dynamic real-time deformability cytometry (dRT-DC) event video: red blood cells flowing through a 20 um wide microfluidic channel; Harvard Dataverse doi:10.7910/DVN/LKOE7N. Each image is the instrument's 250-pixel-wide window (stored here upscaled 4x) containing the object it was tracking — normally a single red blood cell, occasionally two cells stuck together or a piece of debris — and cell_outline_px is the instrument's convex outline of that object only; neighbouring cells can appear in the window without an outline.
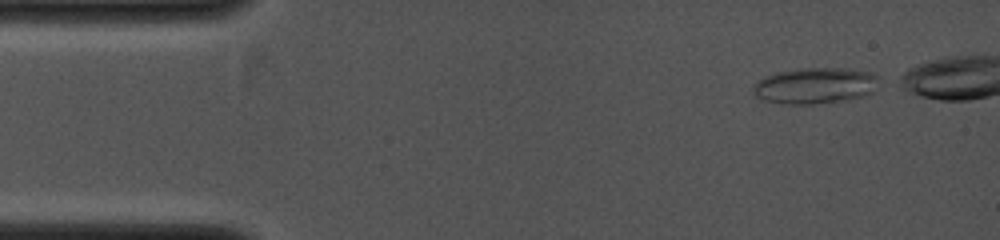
{"species": "common noctule bat (a hibernating species)", "species_latin": "Nyctalus noctula", "temperature_condition": "cold", "stored_images_in_passage": 36, "camera_frame_rate_fps": 4000, "um_per_image_px": 0.085, "animal": {"sex": "female", "body_mass_g": 19.0, "forearm_length_mm": 53.3}, "frame": {"image": 1, "passage_image": 1, "time_ms": 0.0, "image_size_px": [1000, 240], "cell_outline_px": [[876, 76], [872, 92], [864, 96], [844, 100], [812, 104], [788, 104], [764, 100], [756, 96], [752, 92], [756, 84], [764, 76], [776, 72], [800, 68], [844, 68], [868, 72]], "centroid_in_image_um": [69.22, 7.28], "position_along_channel_um": 15.8, "area_um2": 25.95}}
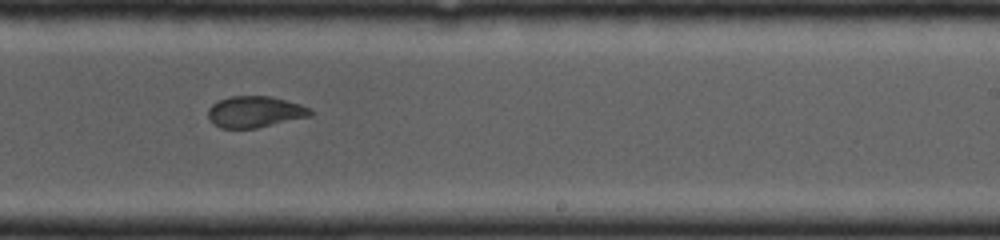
{"frame": {"image": 2, "passage_image": 24, "time_ms": 5.75, "image_size_px": [1000, 240], "cell_outline_px": [[312, 116], [256, 128], [220, 128], [212, 124], [208, 116], [208, 108], [212, 104], [220, 100], [232, 96], [268, 96], [300, 104], [312, 108]], "centroid_in_image_um": [21.67, 9.51], "position_along_channel_um": 267.3, "area_um2": 18.67}}
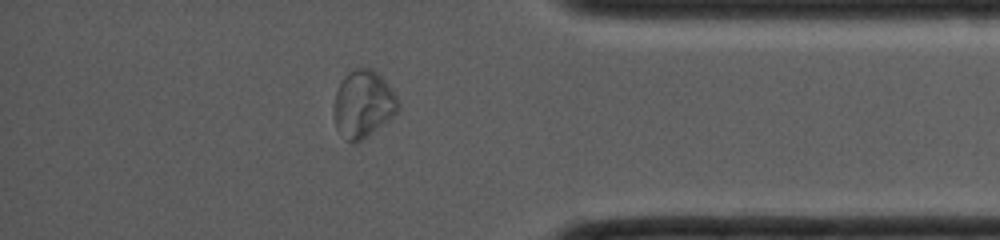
{"frame": {"image": 3, "passage_image": 34, "time_ms": 8.25, "image_size_px": [1000, 240], "cell_outline_px": [[400, 108], [388, 120], [356, 144], [352, 144], [336, 128], [332, 116], [332, 104], [336, 92], [344, 76], [348, 72], [356, 68], [372, 68], [384, 80], [396, 96], [400, 104]], "centroid_in_image_um": [30.83, 8.85], "position_along_channel_um": 404.4, "area_um2": 25.14}}